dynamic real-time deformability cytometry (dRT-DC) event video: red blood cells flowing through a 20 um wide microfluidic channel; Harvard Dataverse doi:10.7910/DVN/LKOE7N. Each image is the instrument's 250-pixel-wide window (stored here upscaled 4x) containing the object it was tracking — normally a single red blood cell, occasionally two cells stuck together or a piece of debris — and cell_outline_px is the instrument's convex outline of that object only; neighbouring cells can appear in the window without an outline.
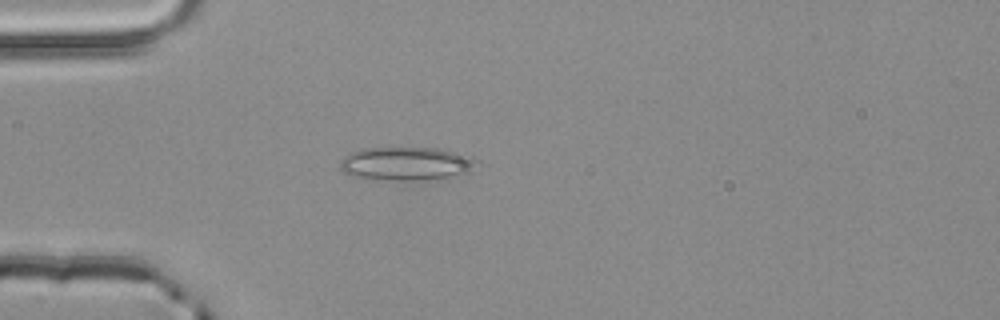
{"species": "common noctule bat (a hibernating species)", "species_latin": "Nyctalus noctula", "temperature_condition": "room temperature", "stored_images_in_passage": 2, "camera_frame_rate_fps": 3000, "um_per_image_px": 0.085, "animal": {"sex": "male", "body_mass_g": 20.4}, "frame": {"image": 1, "passage_image": 2, "time_ms": 0.333, "image_size_px": [1000, 320], "cell_outline_px": [[480, 172], [468, 176], [420, 180], [388, 180], [352, 176], [344, 172], [340, 168], [340, 160], [348, 152], [360, 148], [436, 148], [464, 152], [480, 160]], "centroid_in_image_um": [34.75, 13.92], "position_along_channel_um": 50.3, "area_um2": 28.03}}